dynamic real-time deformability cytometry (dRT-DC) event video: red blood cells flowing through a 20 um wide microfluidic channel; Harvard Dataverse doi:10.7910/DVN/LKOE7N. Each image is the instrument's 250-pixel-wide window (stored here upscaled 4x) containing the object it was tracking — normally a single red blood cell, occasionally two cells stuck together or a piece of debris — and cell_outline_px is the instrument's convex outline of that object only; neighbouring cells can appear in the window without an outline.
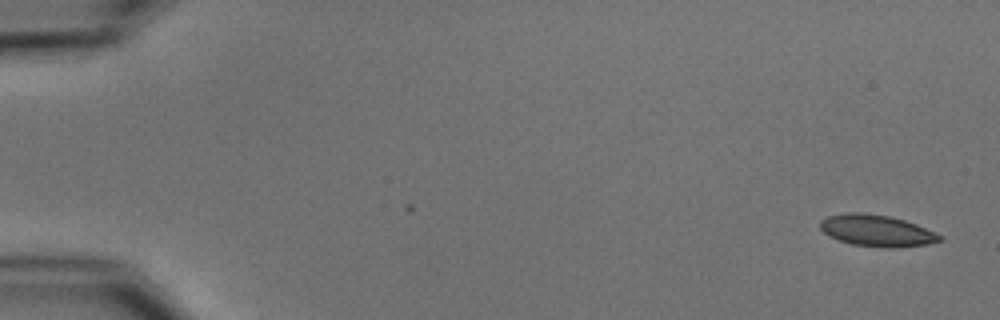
{"species": "common noctule bat (a hibernating species)", "species_latin": "Nyctalus noctula", "temperature_condition": "cold", "stored_images_in_passage": 3, "camera_frame_rate_fps": 3000, "um_per_image_px": 0.085, "animal": {"sex": "male", "body_mass_g": 15.6}, "frame": {"image": 1, "passage_image": 3, "time_ms": 2.333, "image_size_px": [1000, 320], "cell_outline_px": [[944, 240], [928, 244], [892, 248], [880, 248], [852, 244], [828, 236], [820, 228], [820, 220], [828, 216], [848, 212], [864, 212], [888, 216], [904, 220], [916, 224], [936, 232]], "centroid_in_image_um": [74.52, 19.61], "position_along_channel_um": 10.5, "area_um2": 22.08}}